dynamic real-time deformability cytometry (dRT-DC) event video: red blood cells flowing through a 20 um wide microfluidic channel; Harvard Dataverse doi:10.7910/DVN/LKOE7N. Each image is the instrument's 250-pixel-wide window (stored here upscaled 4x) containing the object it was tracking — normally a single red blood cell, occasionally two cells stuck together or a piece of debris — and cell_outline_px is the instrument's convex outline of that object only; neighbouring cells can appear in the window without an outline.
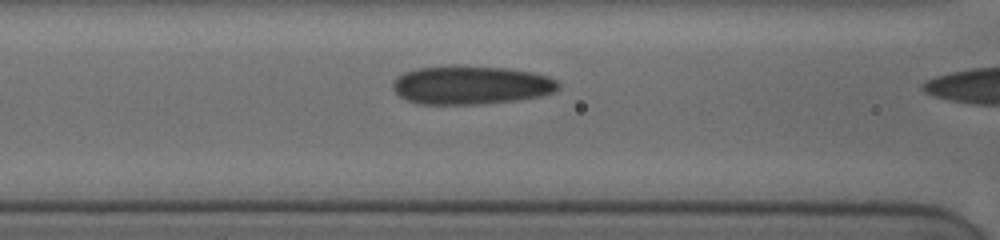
{"species": "human", "species_latin": "Homo sapiens", "temperature_condition": "cold", "stored_images_in_passage": 12, "camera_frame_rate_fps": 3000, "um_per_image_px": 0.085, "donor": {"sex": "female"}, "frame": {"image": 1, "passage_image": 10, "time_ms": 3.0, "image_size_px": [1000, 240], "cell_outline_px": [[560, 88], [552, 92], [540, 96], [512, 100], [476, 104], [420, 104], [408, 100], [400, 96], [392, 88], [392, 80], [396, 76], [404, 72], [416, 68], [456, 64], [460, 64], [508, 68], [532, 72], [548, 76], [556, 80], [560, 84]], "centroid_in_image_um": [39.99, 7.2], "position_along_channel_um": 126.6, "area_um2": 37.63}}